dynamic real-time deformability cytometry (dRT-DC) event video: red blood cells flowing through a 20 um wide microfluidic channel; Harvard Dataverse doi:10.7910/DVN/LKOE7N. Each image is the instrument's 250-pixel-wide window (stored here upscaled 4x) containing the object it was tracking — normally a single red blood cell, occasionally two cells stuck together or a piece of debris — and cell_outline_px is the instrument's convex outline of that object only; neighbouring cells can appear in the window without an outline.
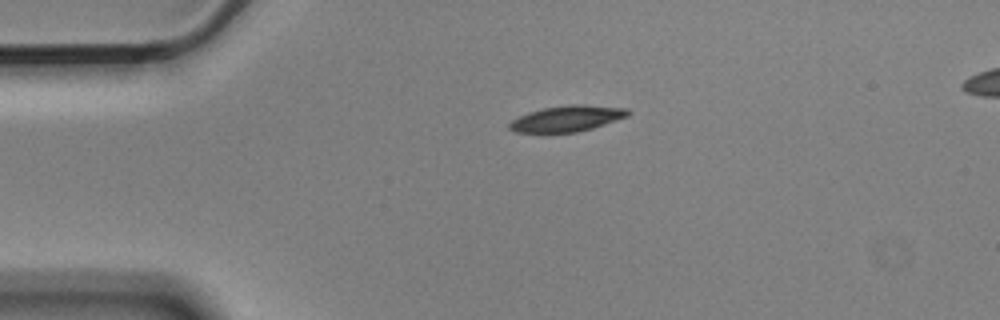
{"species": "Egyptian fruit bat (a non-hibernating species)", "species_latin": "Rousettus aegyptiacus", "temperature_condition": "cold", "stored_images_in_passage": 45, "camera_frame_rate_fps": 3000, "um_per_image_px": 0.085, "animal": {"sex": "male"}, "frame": {"image": 1, "passage_image": 1, "time_ms": 0.0, "image_size_px": [1000, 320], "cell_outline_px": [[632, 112], [628, 116], [592, 128], [576, 132], [516, 132], [508, 128], [508, 124], [512, 120], [528, 112], [544, 108], [568, 104], [584, 104], [628, 108]], "centroid_in_image_um": [48.22, 10.06], "position_along_channel_um": 36.8, "area_um2": 17.86}}
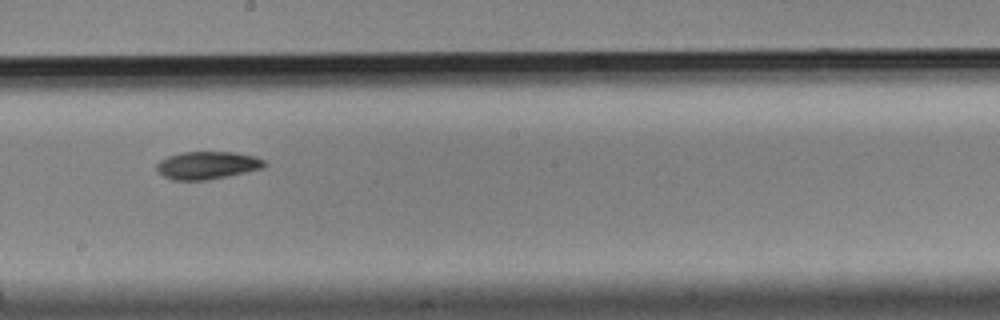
{"frame": {"image": 2, "passage_image": 20, "time_ms": 6.333, "image_size_px": [1000, 320], "cell_outline_px": [[268, 164], [264, 168], [228, 176], [208, 180], [172, 180], [164, 176], [156, 168], [156, 164], [160, 160], [168, 156], [180, 152], [236, 152], [256, 156], [264, 160]], "centroid_in_image_um": [17.65, 14.04], "position_along_channel_um": 230.5, "area_um2": 17.57}}
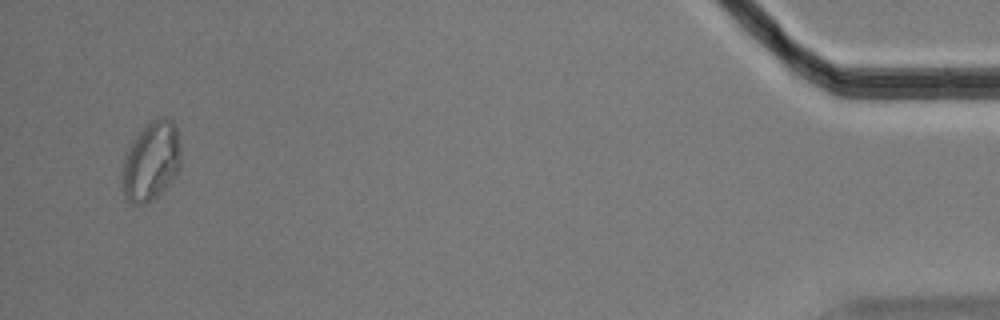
{"frame": {"image": 3, "passage_image": 43, "time_ms": 14.0, "image_size_px": [1000, 320], "cell_outline_px": [[180, 168], [172, 180], [152, 200], [144, 204], [132, 204], [124, 196], [124, 156], [148, 120], [156, 116], [164, 116], [172, 120], [176, 124], [180, 144]], "centroid_in_image_um": [12.9, 13.65], "position_along_channel_um": 422.3, "area_um2": 26.76}, "authors_computed_cell_mechanics": {"area_um2": 17.918, "velocity_mm_per_s": 3.5578, "shape_relaxation_time_tau1_ms": 4.7651, "shape_relaxation_time_tau2_ms": null, "deformation_change_tau1": 0.1137, "deformation_change_tau2": null}}